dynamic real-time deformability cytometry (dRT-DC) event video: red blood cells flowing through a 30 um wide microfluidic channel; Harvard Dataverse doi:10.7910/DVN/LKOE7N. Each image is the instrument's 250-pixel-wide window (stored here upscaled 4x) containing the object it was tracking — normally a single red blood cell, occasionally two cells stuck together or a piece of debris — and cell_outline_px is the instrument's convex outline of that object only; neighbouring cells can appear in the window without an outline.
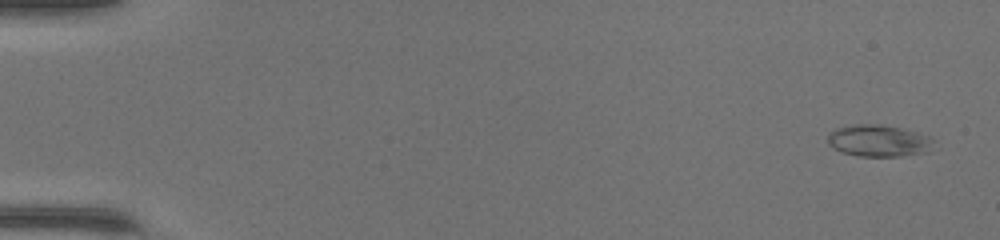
{"species": "common noctule bat (a hibernating species)", "species_latin": "Nyctalus noctula", "temperature_condition": "warm", "stored_images_in_passage": 48, "camera_frame_rate_fps": 3000, "um_per_image_px": 0.085, "animal": {"sex": "female", "body_mass_g": 17.0, "forearm_length_mm": 48.0}, "frame": {"image": 1, "passage_image": 1, "time_ms": 0.0, "image_size_px": [1000, 240], "cell_outline_px": [[932, 140], [924, 152], [900, 156], [860, 156], [844, 152], [832, 148], [828, 144], [828, 132], [836, 128], [856, 124], [876, 124], [900, 128], [916, 132], [928, 136]], "centroid_in_image_um": [74.58, 11.95], "position_along_channel_um": 10.4, "area_um2": 19.13}}
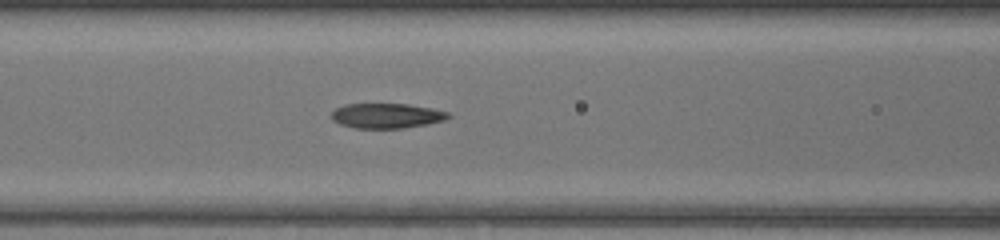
{"frame": {"image": 2, "passage_image": 21, "time_ms": 6.667, "image_size_px": [1000, 240], "cell_outline_px": [[452, 116], [444, 120], [428, 124], [404, 128], [356, 128], [340, 124], [332, 120], [332, 112], [336, 108], [348, 104], [408, 104], [432, 108], [448, 112]], "centroid_in_image_um": [32.89, 9.84], "position_along_channel_um": 133.7, "area_um2": 16.94}}
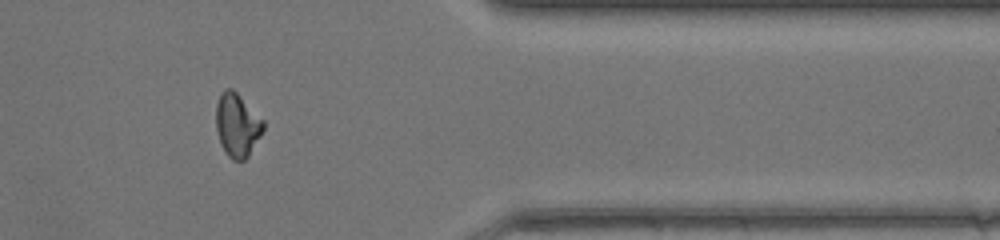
{"frame": {"image": 3, "passage_image": 40, "time_ms": 13.0, "image_size_px": [1000, 240], "cell_outline_px": [[264, 128], [260, 136], [248, 156], [244, 160], [232, 160], [228, 156], [220, 144], [216, 128], [216, 104], [220, 92], [224, 88], [232, 88], [264, 120]], "centroid_in_image_um": [20.14, 10.61], "position_along_channel_um": 391.3, "area_um2": 17.51}, "authors_computed_cell_mechanics": {"area_um2": 17.3978, "velocity_mm_per_s": 4.325, "shape_relaxation_time_tau1_ms": null, "shape_relaxation_time_tau2_ms": 1.3712, "deformation_change_tau1": null, "deformation_change_tau2": 0.0698}}